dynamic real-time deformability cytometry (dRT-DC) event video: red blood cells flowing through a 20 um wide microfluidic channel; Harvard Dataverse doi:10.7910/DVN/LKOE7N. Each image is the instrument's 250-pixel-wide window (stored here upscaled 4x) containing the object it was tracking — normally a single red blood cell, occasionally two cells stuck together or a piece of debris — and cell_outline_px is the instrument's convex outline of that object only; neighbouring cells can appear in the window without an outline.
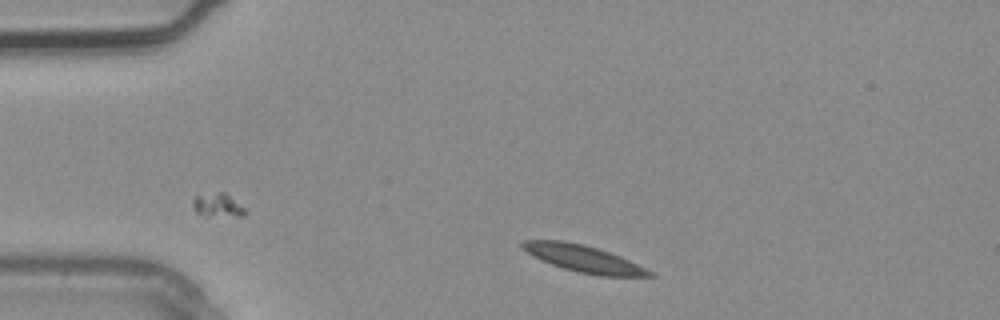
{"species": "common noctule bat (a hibernating species)", "species_latin": "Nyctalus noctula", "temperature_condition": "warm", "stored_images_in_passage": 2, "camera_frame_rate_fps": 3000, "um_per_image_px": 0.085, "animal": {"sex": "male", "body_mass_g": 20.4}, "frame": {"image": 1, "passage_image": 1, "time_ms": 0.0, "image_size_px": [1000, 320], "cell_outline_px": [[656, 276], [600, 276], [580, 272], [564, 268], [552, 264], [528, 252], [520, 244], [524, 240], [564, 240], [584, 244], [620, 256], [652, 272]], "centroid_in_image_um": [49.61, 21.97], "position_along_channel_um": 35.4, "area_um2": 19.31}}